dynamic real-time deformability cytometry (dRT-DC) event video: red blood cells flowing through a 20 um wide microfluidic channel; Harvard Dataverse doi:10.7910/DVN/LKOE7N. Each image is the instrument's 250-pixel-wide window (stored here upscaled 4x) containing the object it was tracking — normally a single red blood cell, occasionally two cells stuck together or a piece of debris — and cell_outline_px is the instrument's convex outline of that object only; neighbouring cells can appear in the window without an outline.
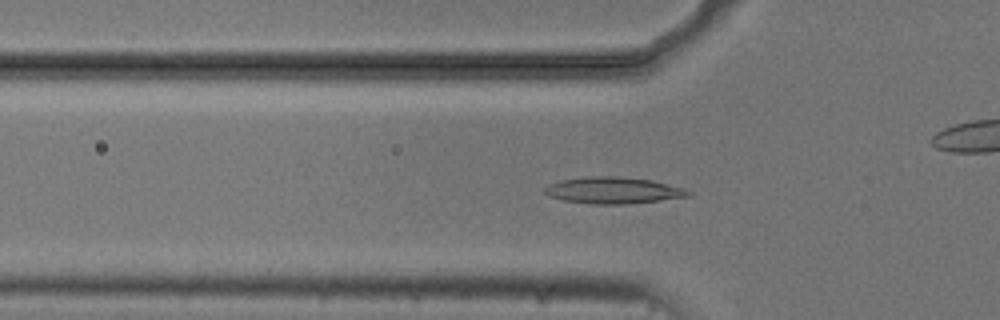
{"species": "common noctule bat (a hibernating species)", "species_latin": "Nyctalus noctula", "temperature_condition": "cold", "stored_images_in_passage": 43, "camera_frame_rate_fps": 3000, "um_per_image_px": 0.085, "animal": {"sex": "male", "body_mass_g": 20.5, "forearm_length_mm": 52.5}, "frame": {"image": 1, "passage_image": 12, "time_ms": 3.667, "image_size_px": [1000, 320], "cell_outline_px": [[692, 196], [628, 204], [592, 204], [564, 200], [548, 196], [544, 192], [544, 188], [548, 184], [560, 180], [588, 176], [620, 176], [652, 180], [684, 188], [692, 192]], "centroid_in_image_um": [52.13, 16.17], "position_along_channel_um": 73.7, "area_um2": 22.37}}
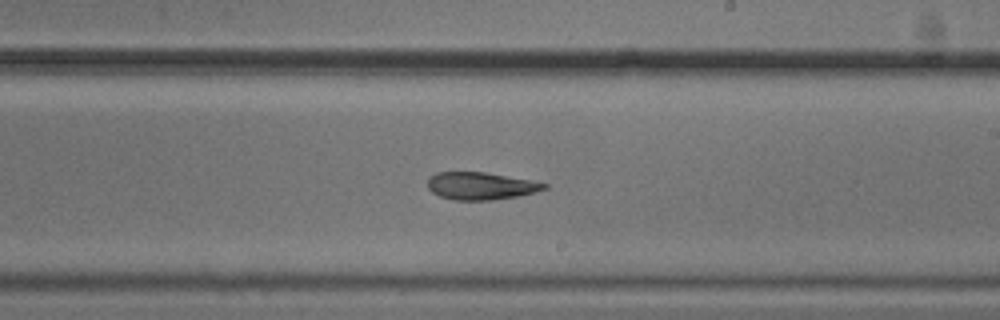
{"frame": {"image": 2, "passage_image": 26, "time_ms": 8.333, "image_size_px": [1000, 320], "cell_outline_px": [[548, 188], [520, 196], [492, 200], [452, 200], [440, 196], [432, 192], [428, 188], [428, 176], [436, 172], [484, 172], [528, 180], [548, 184]], "centroid_in_image_um": [40.82, 15.81], "position_along_channel_um": 248.2, "area_um2": 18.61}}
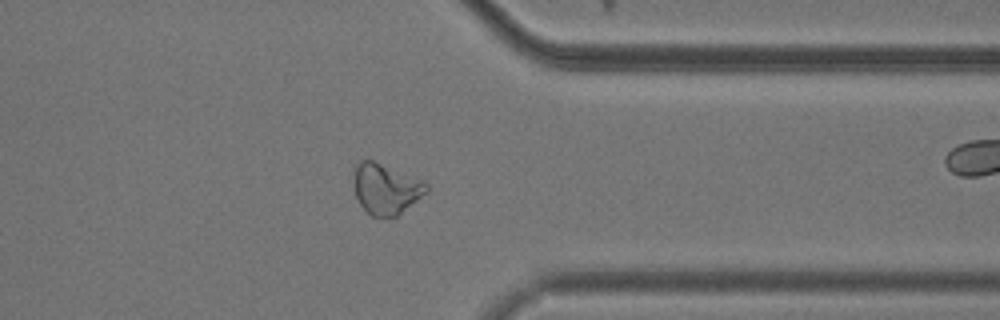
{"frame": {"image": 3, "passage_image": 37, "time_ms": 12.0, "image_size_px": [1000, 320], "cell_outline_px": [[428, 192], [396, 216], [372, 216], [360, 204], [356, 196], [352, 180], [356, 164], [360, 160], [372, 160], [420, 180], [428, 184]], "centroid_in_image_um": [32.76, 16.05], "position_along_channel_um": 378.6, "area_um2": 21.04}}